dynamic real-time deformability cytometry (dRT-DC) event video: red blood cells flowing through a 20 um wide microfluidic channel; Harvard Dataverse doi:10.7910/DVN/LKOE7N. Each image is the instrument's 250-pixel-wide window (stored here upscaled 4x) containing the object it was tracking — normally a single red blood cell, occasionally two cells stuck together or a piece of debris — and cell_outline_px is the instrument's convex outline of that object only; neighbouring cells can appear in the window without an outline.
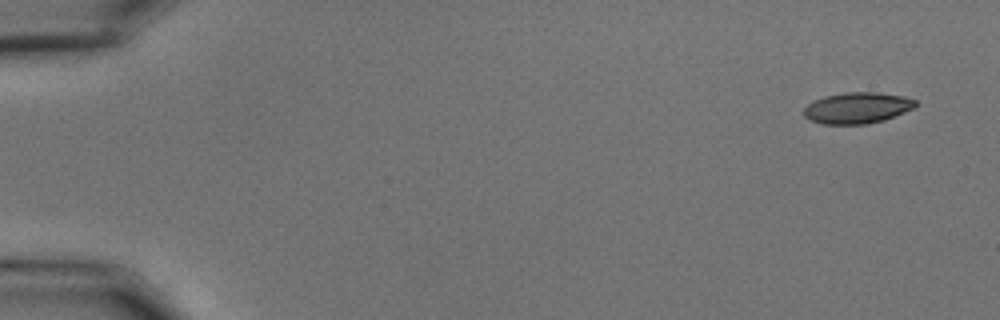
{"species": "common noctule bat (a hibernating species)", "species_latin": "Nyctalus noctula", "temperature_condition": "cold", "stored_images_in_passage": 54, "camera_frame_rate_fps": 3000, "um_per_image_px": 0.085, "animal": {"sex": "male", "body_mass_g": 15.6}, "frame": {"image": 1, "passage_image": 1, "time_ms": 0.0, "image_size_px": [1000, 320], "cell_outline_px": [[916, 108], [884, 120], [868, 124], [824, 124], [808, 120], [804, 116], [804, 108], [808, 104], [824, 96], [844, 92], [876, 92], [904, 96], [916, 100]], "centroid_in_image_um": [72.88, 9.17], "position_along_channel_um": 12.1, "area_um2": 20.4}}
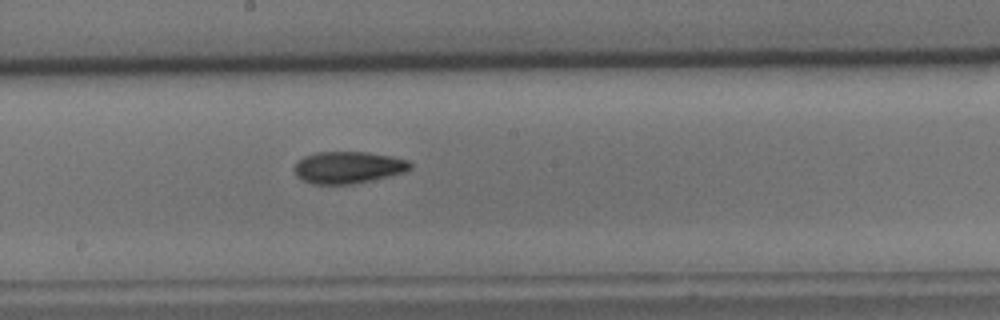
{"frame": {"image": 2, "passage_image": 29, "time_ms": 9.333, "image_size_px": [1000, 320], "cell_outline_px": [[412, 168], [404, 172], [372, 180], [352, 184], [312, 184], [296, 176], [292, 168], [304, 156], [316, 152], [368, 152], [392, 156], [408, 160], [412, 164]], "centroid_in_image_um": [29.59, 14.23], "position_along_channel_um": 218.6, "area_um2": 21.62}}
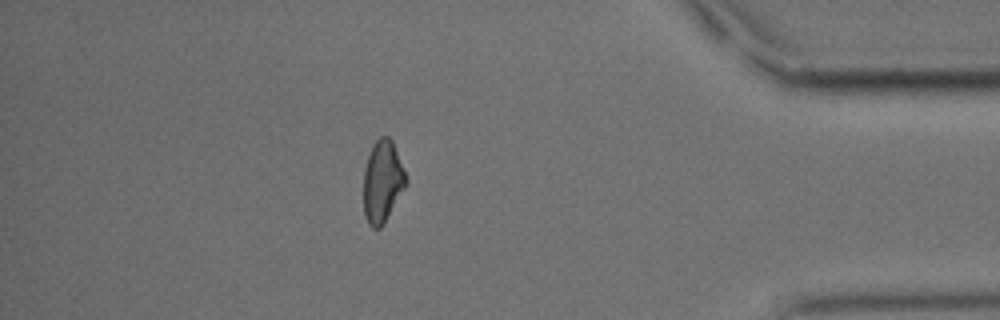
{"frame": {"image": 3, "passage_image": 47, "time_ms": 15.333, "image_size_px": [1000, 320], "cell_outline_px": [[408, 184], [384, 224], [380, 228], [372, 228], [368, 224], [364, 216], [364, 168], [372, 144], [380, 136], [388, 136], [392, 140], [408, 180]], "centroid_in_image_um": [32.52, 15.45], "position_along_channel_um": 402.7, "area_um2": 20.52}, "authors_computed_cell_mechanics": {"area_um2": 20.8947, "velocity_mm_per_s": 3.6457, "shape_relaxation_time_tau1_ms": 9.6093, "shape_relaxation_time_tau2_ms": 9.5015, "deformation_change_tau1": 0.1911, "deformation_change_tau2": 0.1671}}